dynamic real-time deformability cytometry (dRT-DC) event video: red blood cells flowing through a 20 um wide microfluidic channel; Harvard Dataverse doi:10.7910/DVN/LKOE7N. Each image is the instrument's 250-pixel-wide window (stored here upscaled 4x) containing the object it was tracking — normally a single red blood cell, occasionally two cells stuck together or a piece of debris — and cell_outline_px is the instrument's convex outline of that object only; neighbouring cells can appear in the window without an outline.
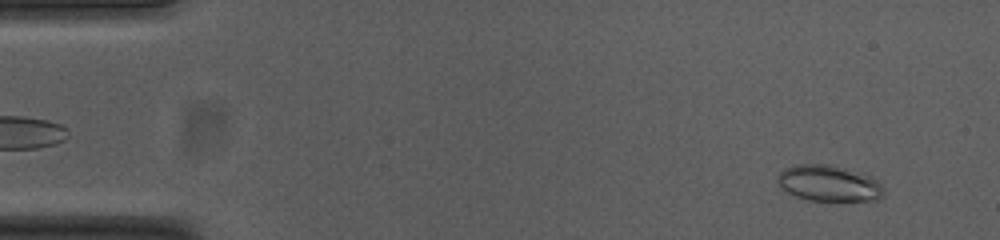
{"species": "common noctule bat (a hibernating species)", "species_latin": "Nyctalus noctula", "temperature_condition": "cold", "stored_images_in_passage": 54, "camera_frame_rate_fps": 3000, "um_per_image_px": 0.085, "animal": {"sex": "female", "body_mass_g": 23.0, "forearm_length_mm": 53.4}, "frame": {"image": 1, "passage_image": 4, "time_ms": 1.0, "image_size_px": [1000, 240], "cell_outline_px": [[884, 196], [876, 200], [808, 200], [796, 196], [780, 188], [776, 180], [776, 176], [784, 168], [796, 164], [828, 164], [844, 168], [872, 176], [884, 188]], "centroid_in_image_um": [70.43, 15.57], "position_along_channel_um": 14.6, "area_um2": 22.37}}
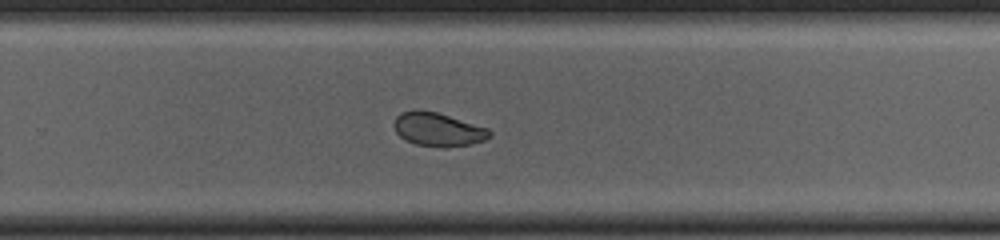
{"frame": {"image": 2, "passage_image": 35, "time_ms": 11.333, "image_size_px": [1000, 240], "cell_outline_px": [[492, 136], [484, 140], [472, 144], [440, 148], [416, 144], [404, 140], [396, 132], [392, 124], [396, 116], [400, 112], [420, 108], [436, 112], [488, 128], [492, 132]], "centroid_in_image_um": [37.2, 10.99], "position_along_channel_um": 292.6, "area_um2": 19.02}}
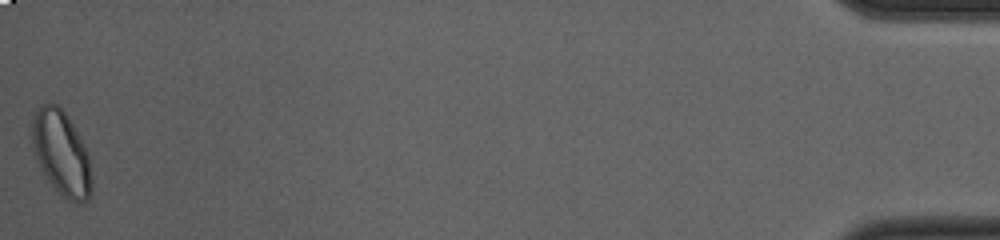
{"frame": {"image": 3, "passage_image": 54, "time_ms": 17.667, "image_size_px": [1000, 240], "cell_outline_px": [[92, 192], [88, 200], [80, 204], [76, 204], [64, 196], [48, 180], [36, 156], [32, 140], [32, 120], [40, 104], [56, 104], [64, 112], [72, 124], [88, 156], [92, 180]], "centroid_in_image_um": [5.23, 13.04], "position_along_channel_um": 430.0, "area_um2": 28.55}, "authors_computed_cell_mechanics": {"area_um2": 20.5479, "velocity_mm_per_s": 3.7302, "shape_relaxation_time_tau1_ms": null, "shape_relaxation_time_tau2_ms": 1.7897, "deformation_change_tau1": null, "deformation_change_tau2": 0.0405}}